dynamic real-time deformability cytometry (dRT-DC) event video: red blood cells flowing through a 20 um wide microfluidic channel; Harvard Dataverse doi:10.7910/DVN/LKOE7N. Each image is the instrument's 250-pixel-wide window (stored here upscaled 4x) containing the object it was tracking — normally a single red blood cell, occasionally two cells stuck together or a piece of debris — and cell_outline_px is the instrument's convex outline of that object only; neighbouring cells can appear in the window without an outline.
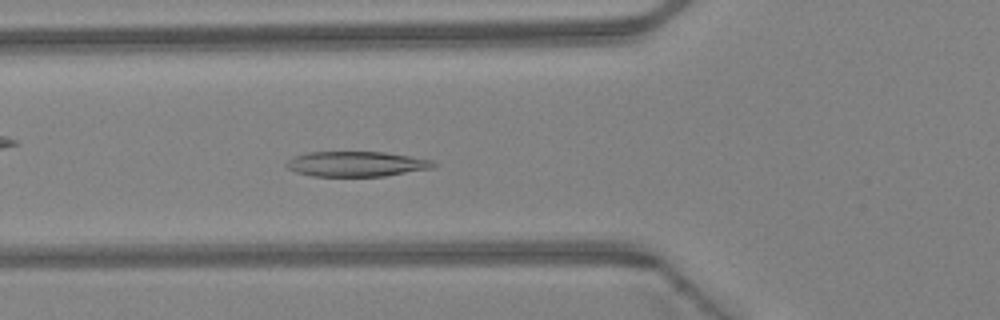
{"species": "Egyptian fruit bat (a non-hibernating species)", "species_latin": "Rousettus aegyptiacus", "temperature_condition": "warm", "stored_images_in_passage": 35, "camera_frame_rate_fps": 3000, "um_per_image_px": 0.085, "animal": {"sex": "female"}, "frame": {"image": 1, "passage_image": 6, "time_ms": 1.667, "image_size_px": [1000, 320], "cell_outline_px": [[436, 164], [432, 168], [384, 176], [312, 176], [296, 172], [288, 168], [284, 164], [292, 156], [308, 152], [384, 152], [432, 160]], "centroid_in_image_um": [30.24, 13.93], "position_along_channel_um": 95.6, "area_um2": 21.44}}
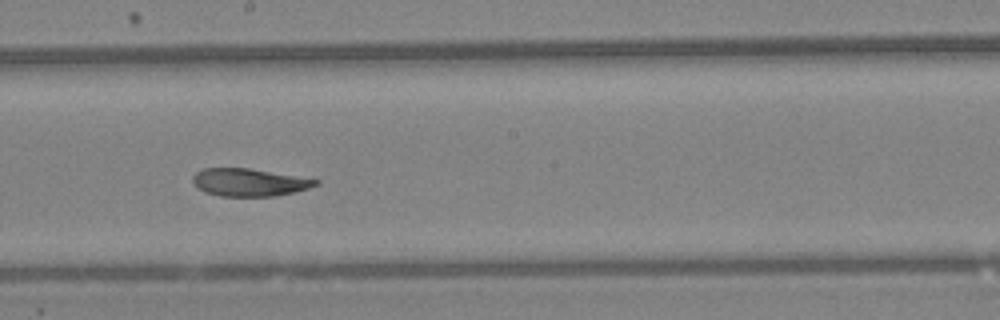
{"frame": {"image": 2, "passage_image": 15, "time_ms": 4.667, "image_size_px": [1000, 320], "cell_outline_px": [[320, 184], [308, 188], [276, 196], [220, 196], [204, 192], [196, 188], [192, 180], [192, 176], [196, 172], [204, 168], [248, 168], [320, 180]], "centroid_in_image_um": [21.14, 15.5], "position_along_channel_um": 227.1, "area_um2": 19.77}}
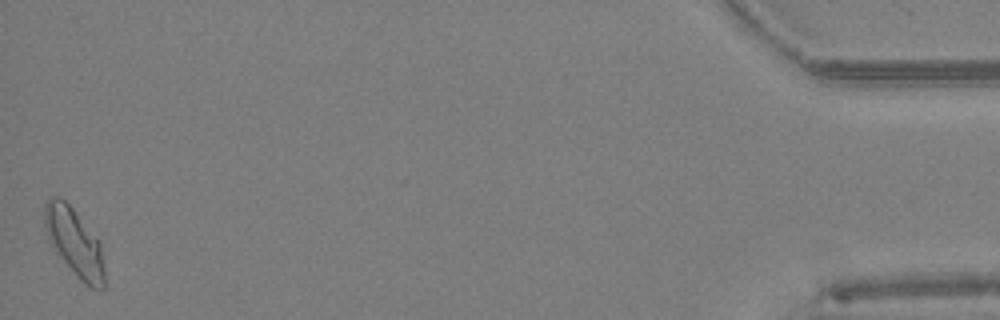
{"frame": {"image": 3, "passage_image": 35, "time_ms": 11.333, "image_size_px": [1000, 320], "cell_outline_px": [[104, 288], [100, 292], [88, 288], [76, 276], [60, 256], [52, 244], [48, 236], [44, 224], [44, 204], [52, 196], [60, 196], [76, 212], [100, 240], [104, 268]], "centroid_in_image_um": [6.36, 20.62], "position_along_channel_um": 428.8, "area_um2": 23.76}, "authors_computed_cell_mechanics": {"area_um2": 21.2126, "velocity_mm_per_s": 4.3993, "shape_relaxation_time_tau1_ms": 4.3332, "shape_relaxation_time_tau2_ms": 1.8787, "deformation_change_tau1": 0.1482, "deformation_change_tau2": 0.0653}}